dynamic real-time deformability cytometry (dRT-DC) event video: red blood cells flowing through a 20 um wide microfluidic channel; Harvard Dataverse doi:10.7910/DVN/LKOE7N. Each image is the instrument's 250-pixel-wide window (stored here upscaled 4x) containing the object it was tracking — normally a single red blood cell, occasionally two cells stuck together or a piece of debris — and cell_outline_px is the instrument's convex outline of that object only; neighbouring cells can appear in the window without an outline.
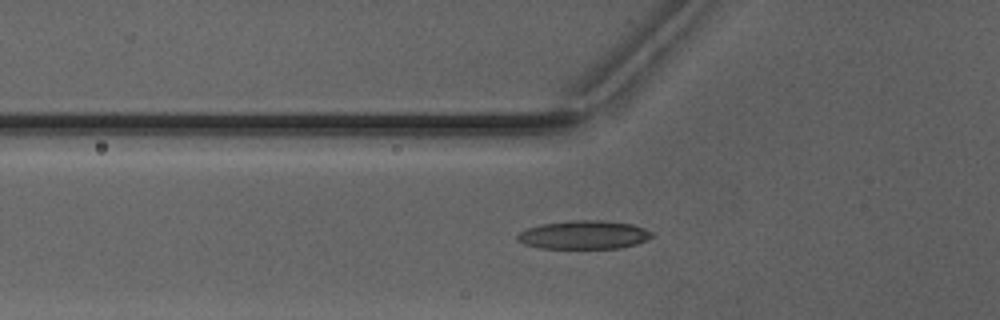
{"species": "Egyptian fruit bat (a non-hibernating species)", "species_latin": "Rousettus aegyptiacus", "temperature_condition": "warm", "stored_images_in_passage": 47, "camera_frame_rate_fps": 3000, "um_per_image_px": 0.085, "animal": {"sex": "male"}, "frame": {"image": 1, "passage_image": 19, "time_ms": 6.0, "image_size_px": [1000, 320], "cell_outline_px": [[656, 236], [648, 240], [636, 244], [620, 248], [540, 248], [524, 244], [516, 240], [516, 236], [520, 232], [528, 228], [544, 224], [572, 220], [604, 220], [632, 224], [656, 232]], "centroid_in_image_um": [49.7, 19.96], "position_along_channel_um": 76.1, "area_um2": 22.54}}
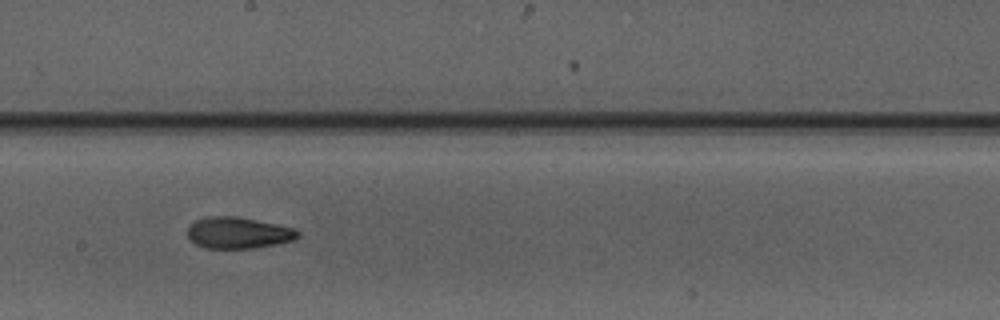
{"frame": {"image": 2, "passage_image": 30, "time_ms": 9.667, "image_size_px": [1000, 320], "cell_outline_px": [[300, 236], [292, 240], [276, 244], [252, 248], [204, 248], [196, 244], [188, 236], [188, 228], [196, 220], [208, 216], [236, 216], [276, 224], [292, 228], [300, 232]], "centroid_in_image_um": [20.25, 19.79], "position_along_channel_um": 228.0, "area_um2": 19.94}}
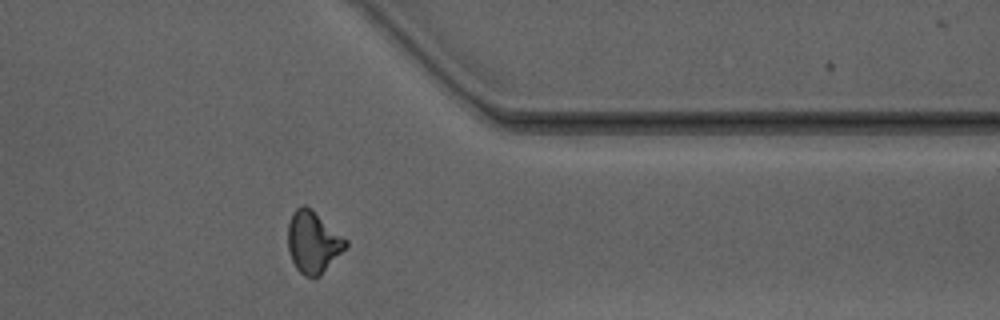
{"frame": {"image": 3, "passage_image": 42, "time_ms": 13.667, "image_size_px": [1000, 320], "cell_outline_px": [[348, 244], [320, 276], [304, 276], [296, 268], [292, 260], [288, 248], [288, 224], [292, 212], [300, 204], [304, 204], [312, 208], [348, 240]], "centroid_in_image_um": [26.6, 20.53], "position_along_channel_um": 384.8, "area_um2": 20.81}}